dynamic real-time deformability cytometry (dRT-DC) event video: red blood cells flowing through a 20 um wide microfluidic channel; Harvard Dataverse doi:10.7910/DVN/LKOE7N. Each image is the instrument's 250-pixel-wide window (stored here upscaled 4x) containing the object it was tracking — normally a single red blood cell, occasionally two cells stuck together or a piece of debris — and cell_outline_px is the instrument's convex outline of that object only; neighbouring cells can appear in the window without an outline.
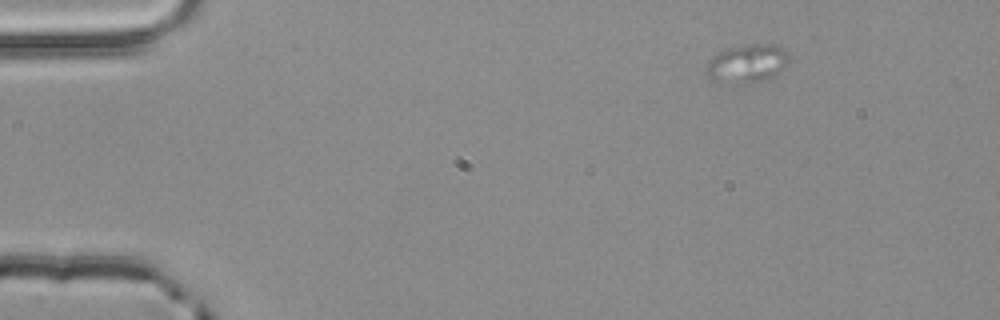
{"species": "common noctule bat (a hibernating species)", "species_latin": "Nyctalus noctula", "temperature_condition": "room temperature", "stored_images_in_passage": 3, "camera_frame_rate_fps": 3000, "um_per_image_px": 0.085, "animal": {"sex": "male", "body_mass_g": 20.4}, "frame": {"image": 1, "passage_image": 1, "time_ms": 0.0, "image_size_px": [1000, 320], "cell_outline_px": [[792, 60], [780, 72], [764, 80], [748, 84], [712, 84], [708, 80], [704, 72], [704, 68], [708, 60], [712, 56], [724, 48], [752, 44], [776, 44], [784, 48], [792, 56]], "centroid_in_image_um": [63.45, 5.43], "position_along_channel_um": 21.5, "area_um2": 19.77}}
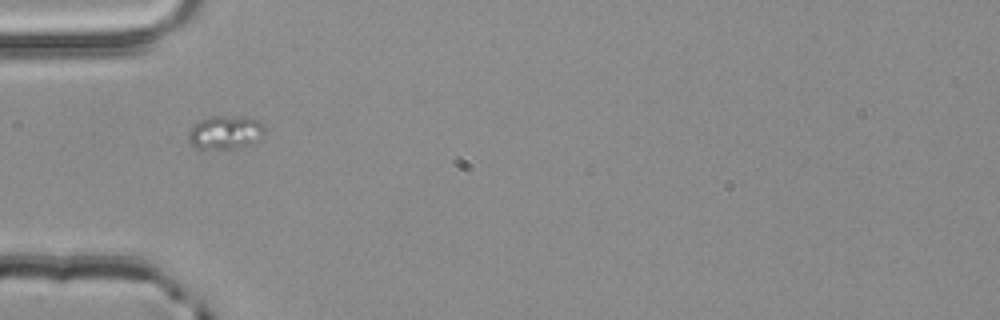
{"frame": {"image": 2, "passage_image": 3, "time_ms": 0.667, "image_size_px": [1000, 320], "cell_outline_px": [[264, 132], [252, 144], [236, 148], [196, 148], [188, 144], [188, 132], [200, 120], [208, 116], [248, 116], [260, 120], [264, 124]], "centroid_in_image_um": [19.16, 11.23], "position_along_channel_um": 65.8, "area_um2": 15.03}}